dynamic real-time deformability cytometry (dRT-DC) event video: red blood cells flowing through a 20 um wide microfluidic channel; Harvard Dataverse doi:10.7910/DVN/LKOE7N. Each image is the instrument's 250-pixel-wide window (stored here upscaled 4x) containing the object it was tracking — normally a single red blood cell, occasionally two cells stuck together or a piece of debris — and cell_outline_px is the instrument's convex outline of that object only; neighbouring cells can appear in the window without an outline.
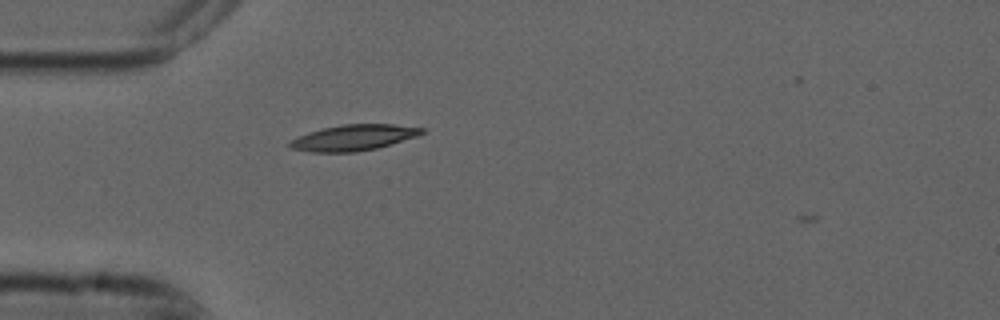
{"species": "common noctule bat (a hibernating species)", "species_latin": "Nyctalus noctula", "temperature_condition": "cold", "stored_images_in_passage": 2, "camera_frame_rate_fps": 3000, "um_per_image_px": 0.085, "animal": {"sex": "male", "forearm_length_mm": 52.5}, "frame": {"image": 1, "passage_image": 1, "time_ms": 0.0, "image_size_px": [1000, 320], "cell_outline_px": [[424, 132], [416, 136], [376, 148], [356, 152], [312, 152], [292, 148], [288, 144], [288, 140], [308, 132], [324, 128], [344, 124], [392, 124], [424, 128]], "centroid_in_image_um": [30.01, 11.69], "position_along_channel_um": 55.0, "area_um2": 19.65}}